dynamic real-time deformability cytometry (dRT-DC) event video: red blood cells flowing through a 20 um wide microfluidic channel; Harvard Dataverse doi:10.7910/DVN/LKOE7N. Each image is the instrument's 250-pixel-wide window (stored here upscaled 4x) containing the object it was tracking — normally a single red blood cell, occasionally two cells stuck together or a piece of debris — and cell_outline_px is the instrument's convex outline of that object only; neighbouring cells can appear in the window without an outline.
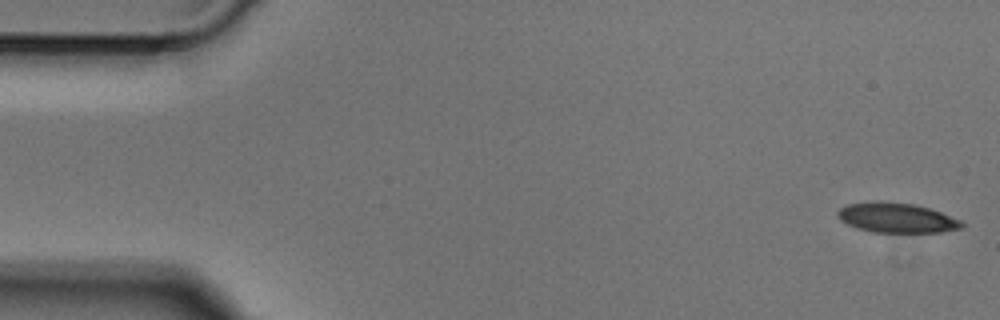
{"species": "Egyptian fruit bat (a non-hibernating species)", "species_latin": "Rousettus aegyptiacus", "temperature_condition": "cold", "stored_images_in_passage": 49, "camera_frame_rate_fps": 3000, "um_per_image_px": 0.085, "animal": {"sex": "male"}, "frame": {"image": 1, "passage_image": 1, "time_ms": 0.0, "image_size_px": [1000, 320], "cell_outline_px": [[964, 228], [940, 232], [872, 232], [856, 228], [840, 220], [836, 216], [836, 212], [840, 208], [848, 204], [872, 200], [912, 204], [928, 208], [940, 212], [960, 220], [964, 224]], "centroid_in_image_um": [76.17, 18.51], "position_along_channel_um": 8.8, "area_um2": 21.62}}
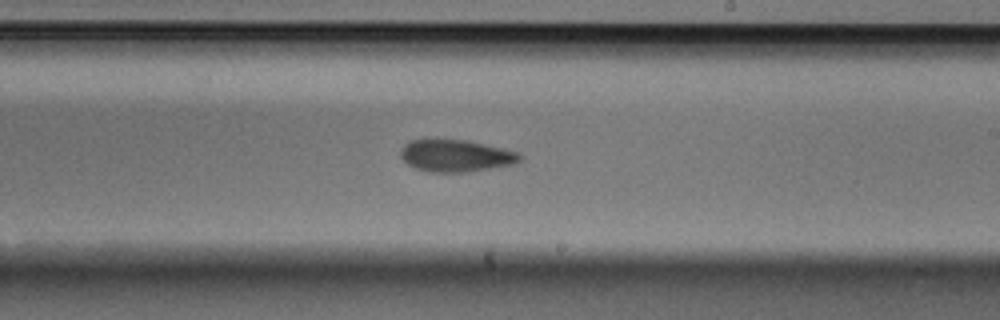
{"frame": {"image": 2, "passage_image": 28, "time_ms": 9.0, "image_size_px": [1000, 320], "cell_outline_px": [[520, 160], [516, 164], [468, 172], [428, 172], [416, 168], [408, 164], [400, 156], [400, 148], [404, 144], [412, 140], [436, 136], [468, 140], [504, 148], [520, 152]], "centroid_in_image_um": [38.72, 13.19], "position_along_channel_um": 250.3, "area_um2": 23.18}}
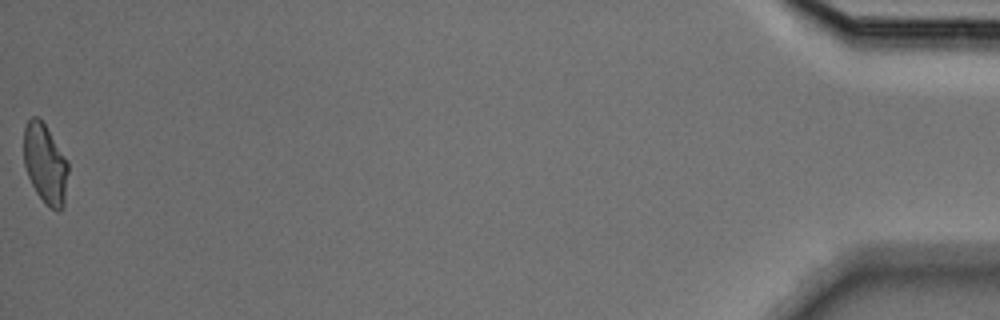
{"frame": {"image": 3, "passage_image": 49, "time_ms": 16.0, "image_size_px": [1000, 320], "cell_outline_px": [[68, 172], [64, 208], [60, 212], [56, 212], [48, 208], [44, 204], [36, 192], [28, 176], [24, 164], [24, 128], [28, 120], [32, 116], [36, 116], [44, 124], [68, 160]], "centroid_in_image_um": [3.86, 14.0], "position_along_channel_um": 431.3, "area_um2": 20.87}}